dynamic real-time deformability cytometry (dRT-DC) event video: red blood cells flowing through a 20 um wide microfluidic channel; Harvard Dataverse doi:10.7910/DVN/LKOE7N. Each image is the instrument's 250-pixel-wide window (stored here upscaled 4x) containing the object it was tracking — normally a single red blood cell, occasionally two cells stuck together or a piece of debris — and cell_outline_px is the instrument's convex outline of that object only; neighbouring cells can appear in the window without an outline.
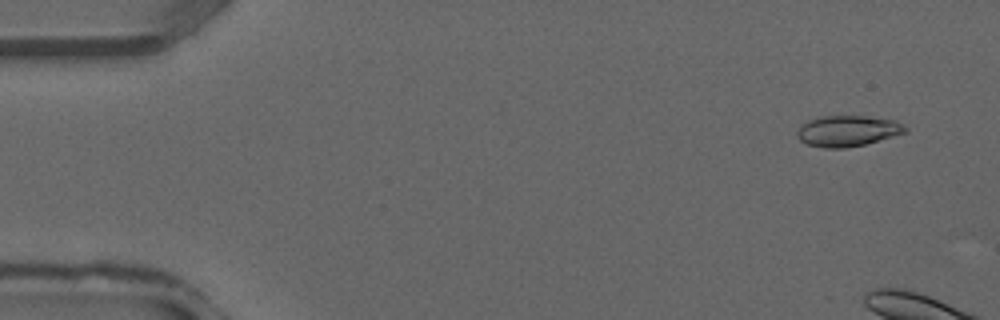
{"species": "common noctule bat (a hibernating species)", "species_latin": "Nyctalus noctula", "temperature_condition": "warm", "stored_images_in_passage": 6, "camera_frame_rate_fps": 3000, "um_per_image_px": 0.085, "animal": {"sex": "male", "forearm_length_mm": 52.5}, "frame": {"image": 1, "passage_image": 3, "time_ms": 0.667, "image_size_px": [1000, 320], "cell_outline_px": [[908, 132], [864, 144], [844, 148], [824, 148], [808, 144], [800, 140], [796, 136], [796, 132], [800, 124], [808, 120], [820, 116], [864, 116], [896, 120], [904, 124], [908, 128]], "centroid_in_image_um": [72.04, 11.12], "position_along_channel_um": 13.0, "area_um2": 19.59}}